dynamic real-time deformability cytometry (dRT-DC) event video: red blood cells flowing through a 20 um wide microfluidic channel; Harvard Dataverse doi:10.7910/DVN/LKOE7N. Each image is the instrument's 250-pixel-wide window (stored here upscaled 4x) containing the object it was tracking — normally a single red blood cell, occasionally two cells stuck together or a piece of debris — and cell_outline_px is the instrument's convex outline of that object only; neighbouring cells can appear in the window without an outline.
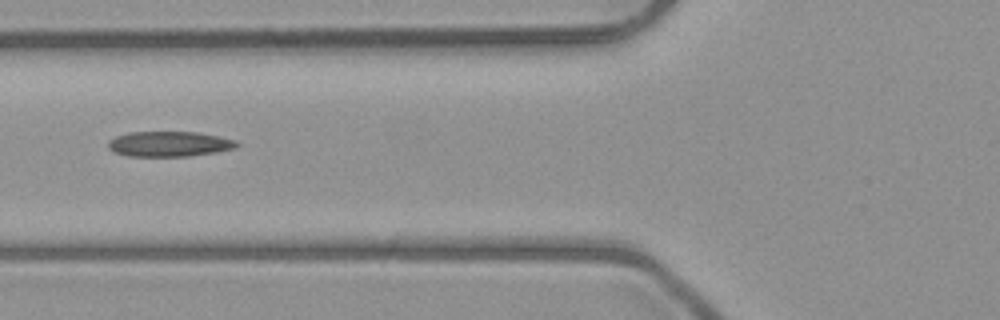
{"species": "common noctule bat (a hibernating species)", "species_latin": "Nyctalus noctula", "temperature_condition": "room temperature", "stored_images_in_passage": 7, "camera_frame_rate_fps": 3000, "um_per_image_px": 0.085, "animal": {"sex": "male", "body_mass_g": 23.1, "forearm_length_mm": 52.7}, "frame": {"image": 1, "passage_image": 7, "time_ms": 7.0, "image_size_px": [1000, 320], "cell_outline_px": [[240, 144], [236, 148], [216, 152], [188, 156], [128, 156], [116, 152], [108, 148], [108, 140], [116, 136], [128, 132], [196, 132], [236, 140]], "centroid_in_image_um": [14.38, 12.23], "position_along_channel_um": 111.4, "area_um2": 18.84}}